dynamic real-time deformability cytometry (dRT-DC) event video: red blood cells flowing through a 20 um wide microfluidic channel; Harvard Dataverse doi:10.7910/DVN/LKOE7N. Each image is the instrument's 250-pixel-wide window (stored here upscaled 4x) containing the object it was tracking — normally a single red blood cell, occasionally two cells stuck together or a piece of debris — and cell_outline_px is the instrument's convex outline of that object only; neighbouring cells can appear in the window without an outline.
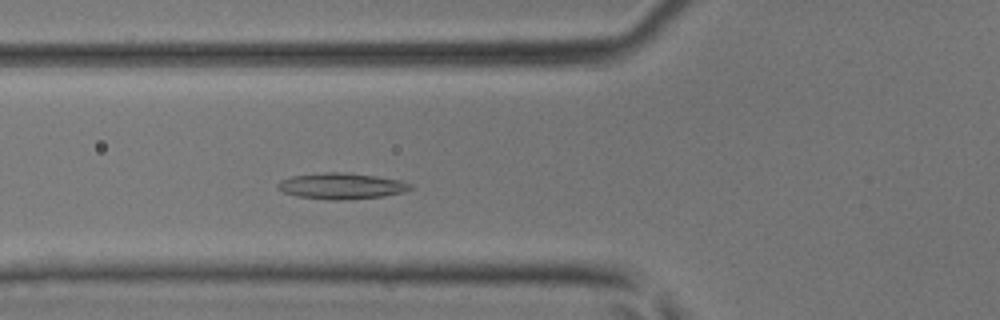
{"species": "common noctule bat (a hibernating species)", "species_latin": "Nyctalus noctula", "temperature_condition": "room temperature", "stored_images_in_passage": 43, "camera_frame_rate_fps": 3000, "um_per_image_px": 0.085, "animal": {"sex": "male", "body_mass_g": 17.9, "forearm_length_mm": 54.2}, "frame": {"image": 1, "passage_image": 14, "time_ms": 4.333, "image_size_px": [1000, 320], "cell_outline_px": [[416, 188], [404, 192], [384, 196], [340, 200], [332, 200], [296, 196], [284, 192], [276, 188], [276, 184], [280, 180], [292, 176], [324, 172], [352, 172], [400, 180], [412, 184]], "centroid_in_image_um": [29.05, 15.8], "position_along_channel_um": 96.8, "area_um2": 20.4}}
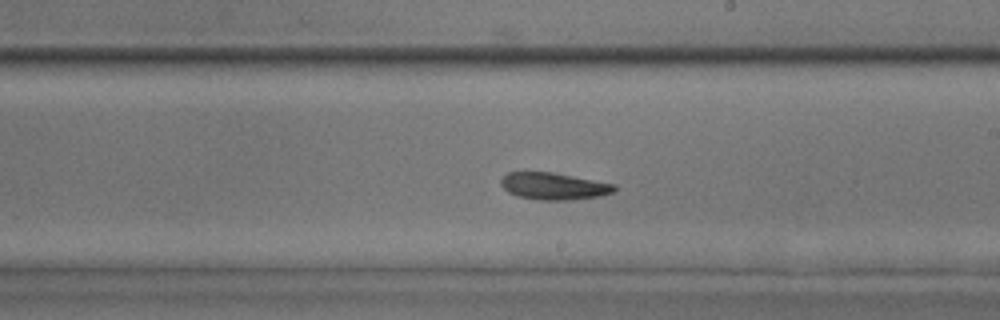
{"frame": {"image": 2, "passage_image": 24, "time_ms": 7.667, "image_size_px": [1000, 320], "cell_outline_px": [[616, 188], [612, 192], [600, 196], [568, 200], [540, 200], [516, 196], [508, 192], [500, 184], [500, 180], [508, 172], [556, 172], [616, 184]], "centroid_in_image_um": [47.07, 15.81], "position_along_channel_um": 241.9, "area_um2": 17.98}}
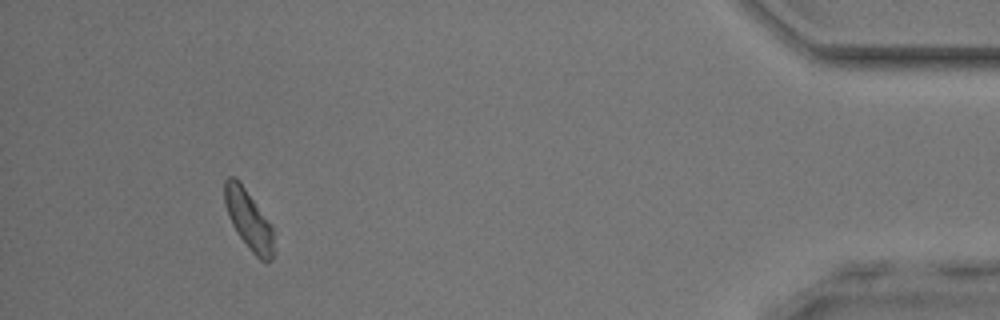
{"frame": {"image": 3, "passage_image": 40, "time_ms": 13.0, "image_size_px": [1000, 320], "cell_outline_px": [[272, 260], [268, 264], [264, 264], [248, 248], [232, 224], [228, 216], [224, 204], [224, 180], [228, 176], [232, 176], [240, 180], [272, 224]], "centroid_in_image_um": [21.12, 18.64], "position_along_channel_um": 414.1, "area_um2": 17.28}}